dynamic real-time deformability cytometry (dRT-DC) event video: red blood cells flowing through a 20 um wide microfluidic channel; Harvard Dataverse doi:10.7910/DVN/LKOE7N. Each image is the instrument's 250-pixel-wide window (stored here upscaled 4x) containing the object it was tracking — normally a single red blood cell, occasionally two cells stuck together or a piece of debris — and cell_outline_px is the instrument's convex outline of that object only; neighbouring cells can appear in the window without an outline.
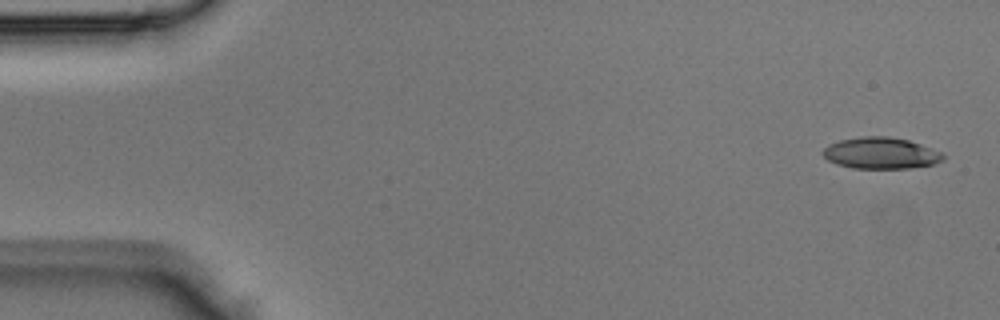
{"species": "Egyptian fruit bat (a non-hibernating species)", "species_latin": "Rousettus aegyptiacus", "temperature_condition": "room temperature", "stored_images_in_passage": 11, "camera_frame_rate_fps": 3000, "um_per_image_px": 0.085, "animal": {"sex": "male"}, "frame": {"image": 1, "passage_image": 1, "time_ms": 0.0, "image_size_px": [1000, 320], "cell_outline_px": [[944, 160], [932, 164], [908, 168], [852, 168], [836, 164], [828, 160], [820, 152], [828, 144], [840, 140], [860, 136], [888, 136], [908, 140], [920, 144], [940, 152], [944, 156]], "centroid_in_image_um": [74.82, 13.01], "position_along_channel_um": 10.2, "area_um2": 21.96}}
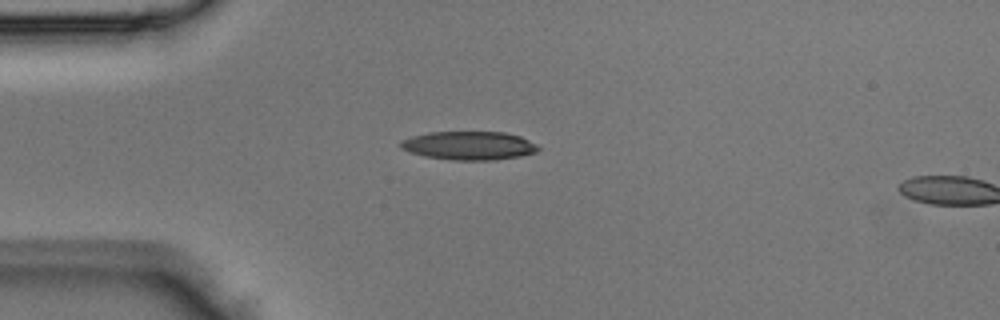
{"frame": {"image": 2, "passage_image": 10, "time_ms": 3.0, "image_size_px": [1000, 320], "cell_outline_px": [[540, 148], [536, 152], [520, 156], [492, 160], [452, 160], [424, 156], [408, 152], [400, 148], [400, 140], [412, 136], [428, 132], [504, 132], [520, 136], [536, 144]], "centroid_in_image_um": [39.83, 12.37], "position_along_channel_um": 45.2, "area_um2": 22.95}}